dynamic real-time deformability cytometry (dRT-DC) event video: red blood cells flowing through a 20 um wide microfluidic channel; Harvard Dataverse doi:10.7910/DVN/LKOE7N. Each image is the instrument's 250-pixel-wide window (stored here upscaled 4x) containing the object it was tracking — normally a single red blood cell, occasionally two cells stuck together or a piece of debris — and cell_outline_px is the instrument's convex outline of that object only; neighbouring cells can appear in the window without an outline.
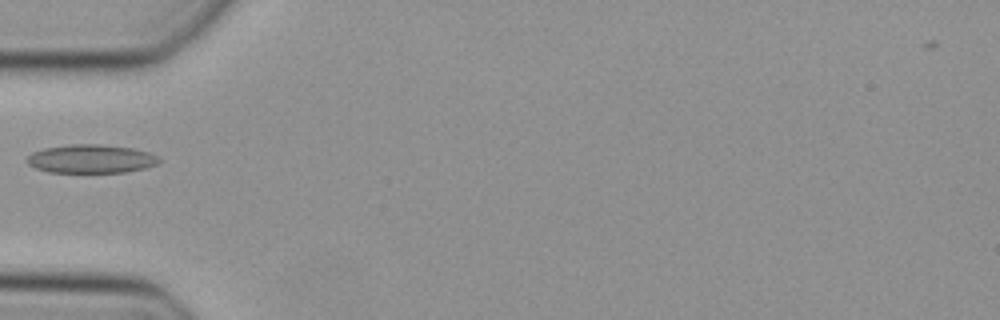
{"species": "Egyptian fruit bat (a non-hibernating species)", "species_latin": "Rousettus aegyptiacus", "temperature_condition": "cold", "stored_images_in_passage": 33, "camera_frame_rate_fps": 3000, "um_per_image_px": 0.085, "animal": {"sex": "female"}, "frame": {"image": 1, "passage_image": 1, "time_ms": 0.0, "image_size_px": [1000, 320], "cell_outline_px": [[160, 160], [156, 164], [144, 168], [124, 172], [48, 172], [36, 168], [28, 164], [28, 156], [32, 152], [44, 148], [72, 144], [100, 144], [132, 148], [148, 152], [156, 156]], "centroid_in_image_um": [7.72, 13.5], "position_along_channel_um": 77.3, "area_um2": 21.73}}
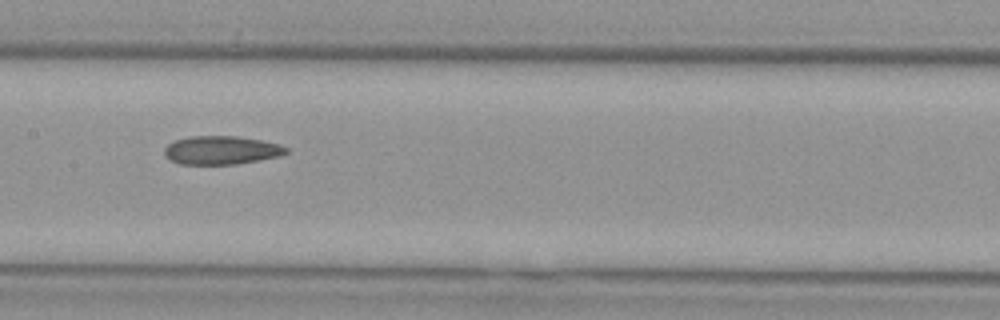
{"frame": {"image": 2, "passage_image": 9, "time_ms": 2.667, "image_size_px": [1000, 320], "cell_outline_px": [[288, 152], [280, 156], [260, 160], [236, 164], [180, 164], [164, 156], [164, 148], [172, 140], [188, 136], [236, 136], [260, 140], [280, 144], [288, 148]], "centroid_in_image_um": [18.8, 12.76], "position_along_channel_um": 188.6, "area_um2": 20.35}}
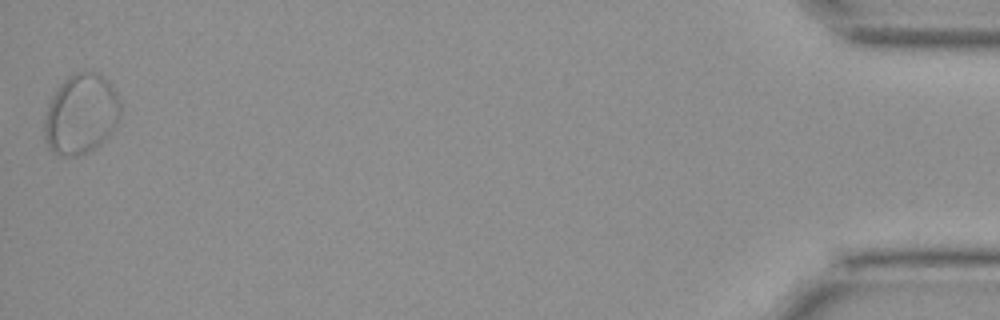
{"frame": {"image": 3, "passage_image": 33, "time_ms": 10.667, "image_size_px": [1000, 320], "cell_outline_px": [[120, 116], [116, 128], [96, 148], [76, 156], [60, 156], [44, 140], [44, 120], [48, 104], [56, 88], [68, 76], [76, 72], [100, 72], [108, 80], [116, 92], [120, 104]], "centroid_in_image_um": [6.9, 9.68], "position_along_channel_um": 428.3, "area_um2": 35.72}}